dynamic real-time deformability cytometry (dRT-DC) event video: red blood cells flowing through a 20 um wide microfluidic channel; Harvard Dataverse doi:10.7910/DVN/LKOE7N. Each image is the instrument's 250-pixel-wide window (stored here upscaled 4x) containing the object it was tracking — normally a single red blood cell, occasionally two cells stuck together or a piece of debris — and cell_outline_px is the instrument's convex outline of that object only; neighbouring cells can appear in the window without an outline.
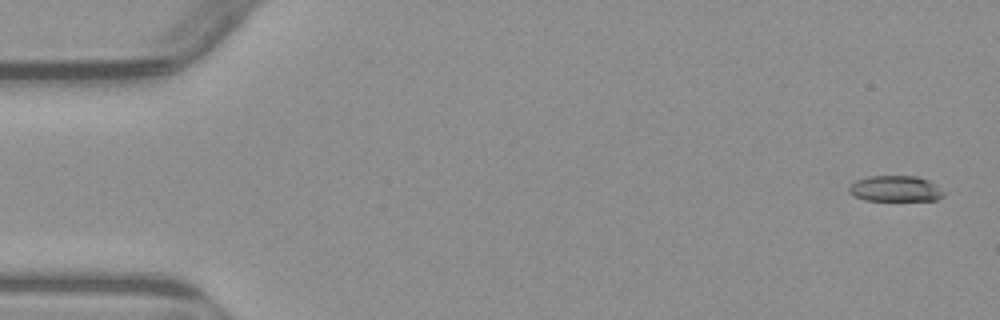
{"species": "common noctule bat (a hibernating species)", "species_latin": "Nyctalus noctula", "temperature_condition": "warm", "stored_images_in_passage": 5, "camera_frame_rate_fps": 3000, "um_per_image_px": 0.085, "animal": {"sex": "male", "body_mass_g": 23.1, "forearm_length_mm": 52.7}, "frame": {"image": 1, "passage_image": 1, "time_ms": 0.0, "image_size_px": [1000, 320], "cell_outline_px": [[944, 196], [936, 200], [864, 200], [852, 196], [848, 192], [848, 184], [856, 180], [868, 176], [916, 176], [928, 180], [936, 184], [944, 192]], "centroid_in_image_um": [76.06, 16.03], "position_along_channel_um": 8.9, "area_um2": 14.45}}
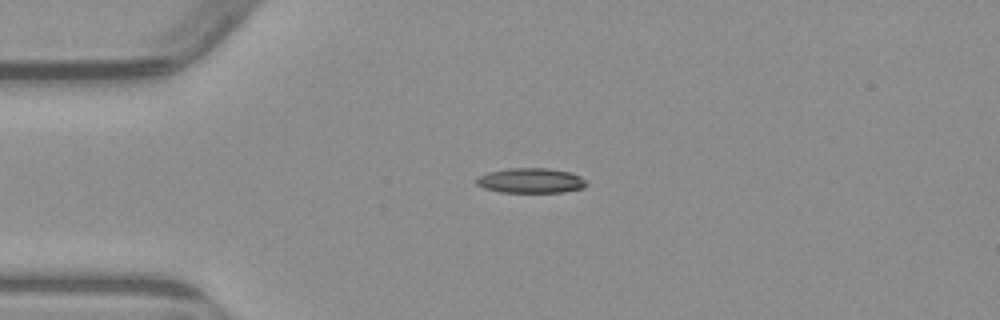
{"frame": {"image": 2, "passage_image": 4, "time_ms": 3.667, "image_size_px": [1000, 320], "cell_outline_px": [[588, 184], [584, 188], [564, 192], [500, 192], [484, 188], [476, 184], [476, 176], [488, 172], [508, 168], [548, 168], [572, 172], [580, 176]], "centroid_in_image_um": [45.11, 15.34], "position_along_channel_um": 39.9, "area_um2": 16.18}}